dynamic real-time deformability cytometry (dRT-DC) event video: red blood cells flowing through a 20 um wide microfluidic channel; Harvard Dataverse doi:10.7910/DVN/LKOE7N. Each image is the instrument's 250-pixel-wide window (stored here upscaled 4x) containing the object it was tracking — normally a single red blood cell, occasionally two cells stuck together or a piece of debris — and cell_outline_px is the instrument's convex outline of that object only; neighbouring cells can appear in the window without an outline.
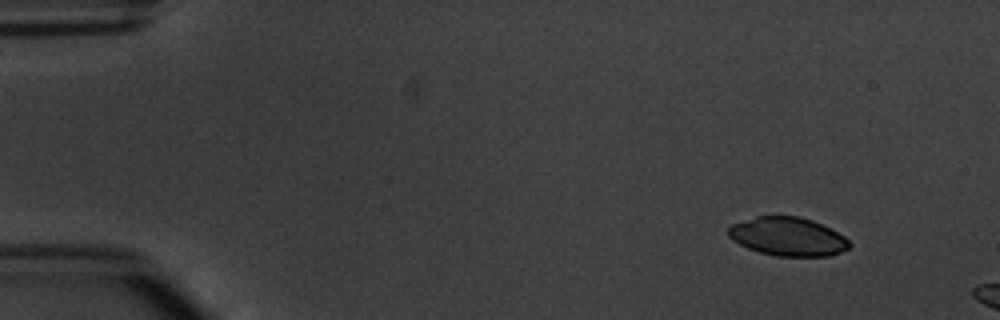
{"species": "common noctule bat (a hibernating species)", "species_latin": "Nyctalus noctula", "temperature_condition": "warm", "stored_images_in_passage": 3, "camera_frame_rate_fps": 3000, "um_per_image_px": 0.085, "animal": {"sex": "male", "body_mass_g": 20.1, "forearm_length_mm": 53.5}, "frame": {"image": 1, "passage_image": 1, "time_ms": 0.0, "image_size_px": [1000, 320], "cell_outline_px": [[852, 244], [848, 248], [832, 256], [776, 256], [760, 252], [748, 248], [732, 240], [728, 236], [728, 228], [732, 224], [756, 216], [800, 216], [812, 220], [844, 236]], "centroid_in_image_um": [66.95, 20.11], "position_along_channel_um": 18.0, "area_um2": 27.11}}